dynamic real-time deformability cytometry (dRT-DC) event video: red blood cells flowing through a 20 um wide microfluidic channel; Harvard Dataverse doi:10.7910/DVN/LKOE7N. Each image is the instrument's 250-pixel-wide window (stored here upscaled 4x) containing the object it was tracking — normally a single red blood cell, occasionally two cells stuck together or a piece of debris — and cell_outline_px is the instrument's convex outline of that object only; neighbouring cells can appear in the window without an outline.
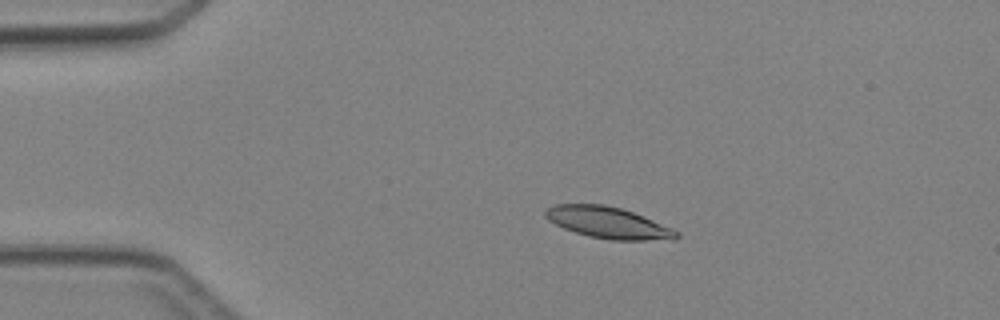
{"species": "Egyptian fruit bat (a non-hibernating species)", "species_latin": "Rousettus aegyptiacus", "temperature_condition": "cold", "stored_images_in_passage": 4, "camera_frame_rate_fps": 3000, "um_per_image_px": 0.085, "animal": {"sex": "female"}, "frame": {"image": 1, "passage_image": 3, "time_ms": 2.333, "image_size_px": [1000, 320], "cell_outline_px": [[680, 236], [676, 240], [612, 240], [588, 236], [564, 228], [548, 220], [544, 216], [544, 212], [548, 208], [556, 204], [604, 204], [620, 208], [644, 216], [672, 228], [680, 232]], "centroid_in_image_um": [51.73, 18.93], "position_along_channel_um": 33.3, "area_um2": 24.04}}